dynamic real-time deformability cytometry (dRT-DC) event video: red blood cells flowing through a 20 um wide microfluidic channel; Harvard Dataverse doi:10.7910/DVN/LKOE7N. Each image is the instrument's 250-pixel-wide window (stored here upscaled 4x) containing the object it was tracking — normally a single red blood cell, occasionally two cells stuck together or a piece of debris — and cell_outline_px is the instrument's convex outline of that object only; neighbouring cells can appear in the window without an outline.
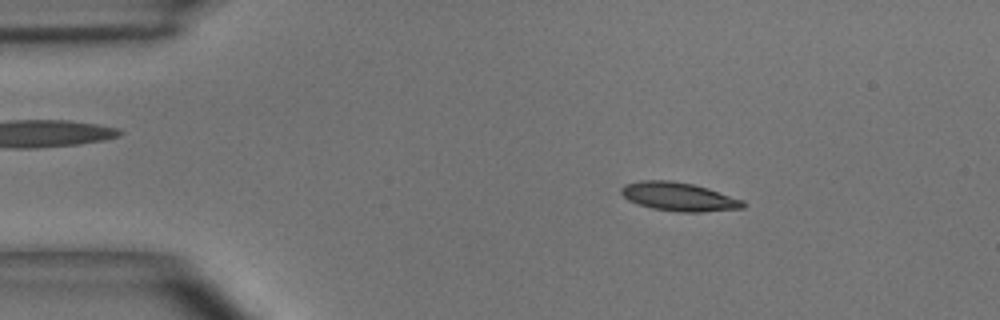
{"species": "common noctule bat (a hibernating species)", "species_latin": "Nyctalus noctula", "temperature_condition": "room temperature", "stored_images_in_passage": 47, "camera_frame_rate_fps": 3000, "um_per_image_px": 0.085, "animal": {"sex": "male", "body_mass_g": 15.6}, "frame": {"image": 1, "passage_image": 6, "time_ms": 1.667, "image_size_px": [1000, 320], "cell_outline_px": [[748, 204], [744, 208], [700, 212], [680, 212], [652, 208], [628, 200], [620, 192], [620, 188], [624, 184], [640, 180], [672, 180], [692, 184], [708, 188], [744, 200]], "centroid_in_image_um": [57.72, 16.71], "position_along_channel_um": 27.3, "area_um2": 20.4}}
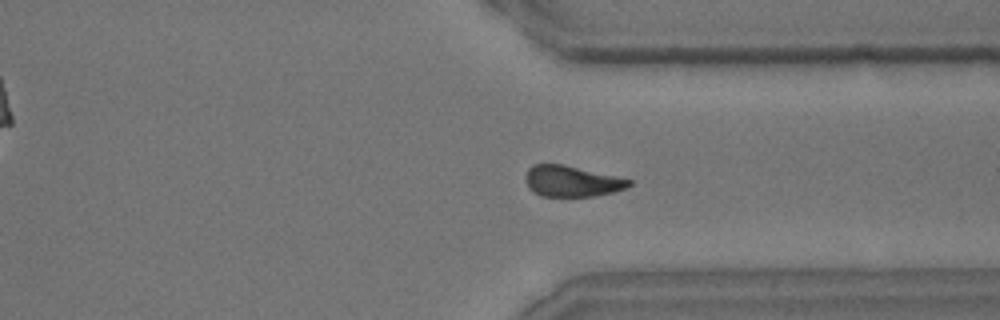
{"frame": {"image": 2, "passage_image": 35, "time_ms": 11.333, "image_size_px": [1000, 320], "cell_outline_px": [[632, 184], [624, 188], [612, 192], [592, 196], [540, 196], [528, 188], [524, 176], [528, 168], [532, 164], [560, 164], [616, 176], [632, 180]], "centroid_in_image_um": [48.54, 15.4], "position_along_channel_um": 362.9, "area_um2": 18.5}}
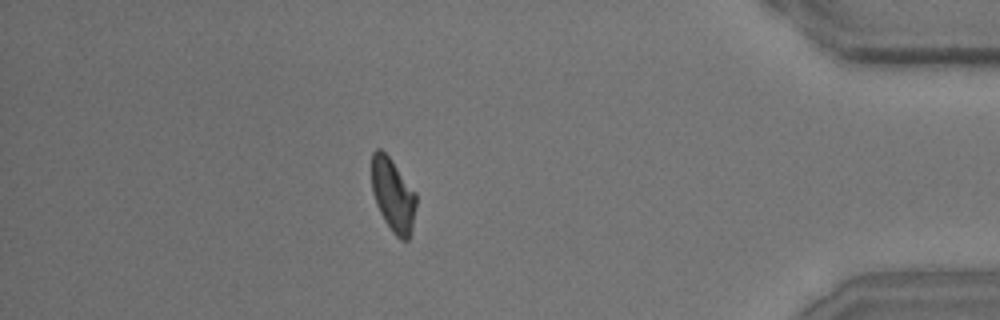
{"frame": {"image": 3, "passage_image": 41, "time_ms": 13.333, "image_size_px": [1000, 320], "cell_outline_px": [[416, 204], [412, 228], [408, 240], [400, 240], [392, 232], [384, 220], [376, 204], [372, 192], [372, 152], [376, 148], [380, 148], [388, 156], [416, 192]], "centroid_in_image_um": [33.4, 16.59], "position_along_channel_um": 401.8, "area_um2": 18.96}, "authors_computed_cell_mechanics": {"area_um2": 19.7676, "velocity_mm_per_s": 4.0483, "shape_relaxation_time_tau1_ms": 3.6596, "shape_relaxation_time_tau2_ms": 5.5708, "deformation_change_tau1": 0.1456, "deformation_change_tau2": 0.125}}